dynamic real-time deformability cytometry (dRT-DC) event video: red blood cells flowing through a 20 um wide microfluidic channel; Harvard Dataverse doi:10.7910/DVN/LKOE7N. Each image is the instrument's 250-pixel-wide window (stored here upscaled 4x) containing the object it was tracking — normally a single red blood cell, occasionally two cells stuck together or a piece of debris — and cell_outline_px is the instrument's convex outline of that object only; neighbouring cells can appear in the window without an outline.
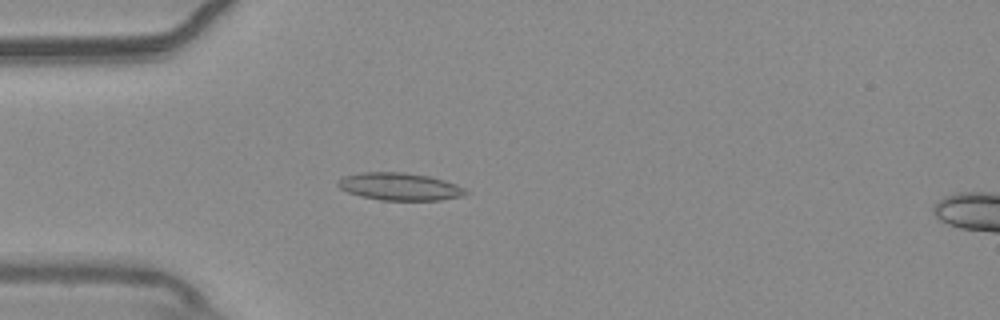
{"species": "common noctule bat (a hibernating species)", "species_latin": "Nyctalus noctula", "temperature_condition": "warm", "stored_images_in_passage": 55, "camera_frame_rate_fps": 3000, "um_per_image_px": 0.085, "animal": {"sex": "male", "body_mass_g": 20.4}, "frame": {"image": 1, "passage_image": 16, "time_ms": 5.0, "image_size_px": [1000, 320], "cell_outline_px": [[468, 192], [464, 196], [440, 200], [380, 200], [360, 196], [348, 192], [340, 188], [336, 184], [344, 176], [360, 172], [404, 172], [432, 176], [456, 184], [464, 188]], "centroid_in_image_um": [33.99, 15.85], "position_along_channel_um": 51.0, "area_um2": 20.58}}
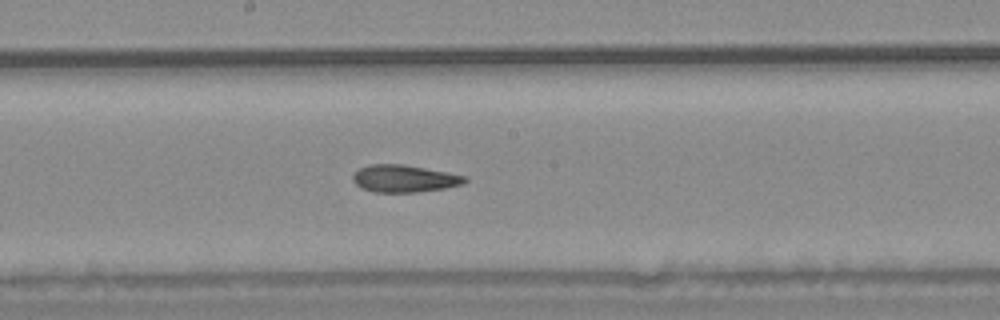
{"frame": {"image": 2, "passage_image": 30, "time_ms": 9.667, "image_size_px": [1000, 320], "cell_outline_px": [[468, 180], [464, 184], [444, 188], [420, 192], [376, 192], [360, 188], [352, 180], [352, 176], [360, 168], [368, 164], [404, 164], [448, 172], [468, 176]], "centroid_in_image_um": [34.39, 15.17], "position_along_channel_um": 213.8, "area_um2": 17.98}}
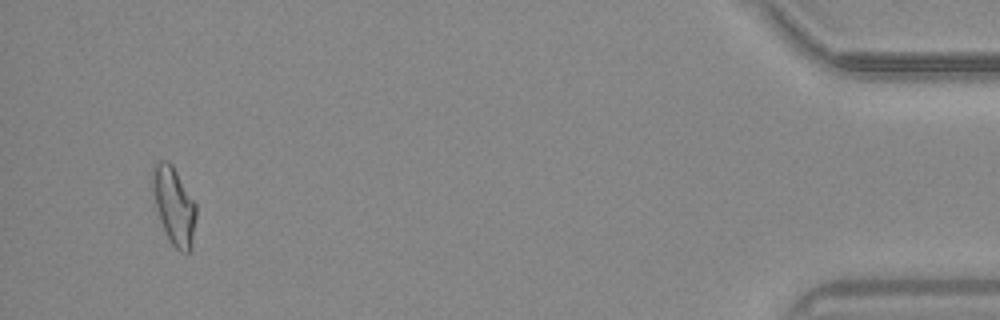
{"frame": {"image": 3, "passage_image": 53, "time_ms": 17.333, "image_size_px": [1000, 320], "cell_outline_px": [[196, 216], [192, 248], [188, 252], [180, 252], [168, 240], [160, 220], [156, 208], [152, 188], [152, 164], [160, 160], [168, 160], [172, 164], [196, 204]], "centroid_in_image_um": [14.78, 17.47], "position_along_channel_um": 420.4, "area_um2": 19.83}, "authors_computed_cell_mechanics": {"area_um2": 18.9006, "velocity_mm_per_s": 3.6966, "shape_relaxation_time_tau1_ms": null, "shape_relaxation_time_tau2_ms": 3.4452, "deformation_change_tau1": null, "deformation_change_tau2": 0.1223}}